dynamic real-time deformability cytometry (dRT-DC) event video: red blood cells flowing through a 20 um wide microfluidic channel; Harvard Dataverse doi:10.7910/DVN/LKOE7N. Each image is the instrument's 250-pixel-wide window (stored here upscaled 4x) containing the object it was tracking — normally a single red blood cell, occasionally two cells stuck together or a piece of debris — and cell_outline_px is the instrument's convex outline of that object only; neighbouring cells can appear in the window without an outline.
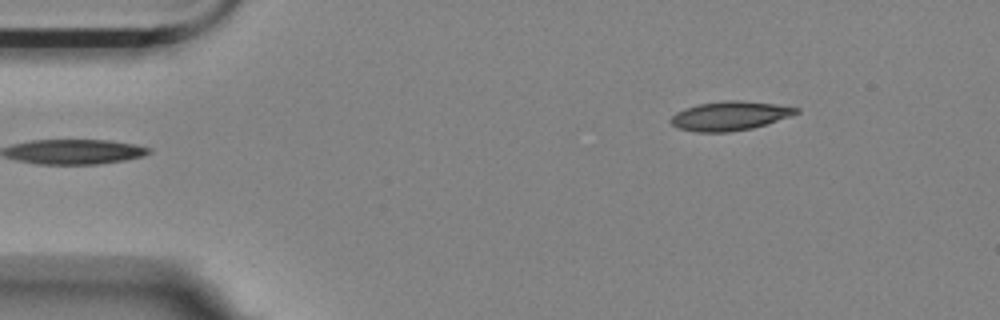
{"species": "Egyptian fruit bat (a non-hibernating species)", "species_latin": "Rousettus aegyptiacus", "temperature_condition": "room temperature", "stored_images_in_passage": 6, "segment_of_instrument_passage": [2, 2], "camera_frame_rate_fps": 3000, "um_per_image_px": 0.085, "animal": {"sex": "female"}, "frame": {"image": 1, "passage_image": 6, "time_ms": 5.667, "image_size_px": [1000, 320], "cell_outline_px": [[800, 112], [752, 128], [728, 132], [696, 132], [680, 128], [672, 124], [668, 120], [676, 112], [684, 108], [700, 104], [724, 100], [740, 100], [772, 104], [800, 108]], "centroid_in_image_um": [61.98, 9.84], "position_along_channel_um": 23.0, "area_um2": 20.92}}